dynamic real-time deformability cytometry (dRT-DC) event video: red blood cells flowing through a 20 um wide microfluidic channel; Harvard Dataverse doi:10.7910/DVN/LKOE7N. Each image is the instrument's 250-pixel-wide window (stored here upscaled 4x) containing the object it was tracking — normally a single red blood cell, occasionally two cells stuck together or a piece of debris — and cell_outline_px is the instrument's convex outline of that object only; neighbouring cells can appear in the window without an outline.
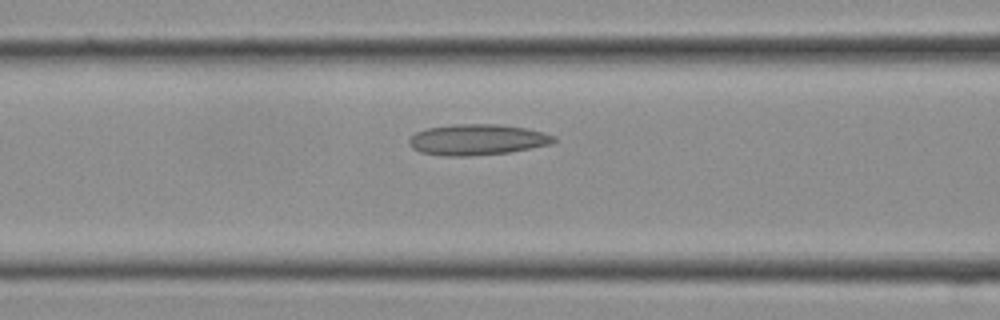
{"species": "Egyptian fruit bat (a non-hibernating species)", "species_latin": "Rousettus aegyptiacus", "temperature_condition": "cold", "stored_images_in_passage": 10, "camera_frame_rate_fps": 3000, "um_per_image_px": 0.085, "frame": {"image": 1, "passage_image": 9, "time_ms": 2.667, "image_size_px": [1000, 320], "cell_outline_px": [[556, 140], [552, 144], [508, 152], [472, 156], [440, 156], [420, 152], [412, 148], [408, 144], [408, 140], [416, 132], [428, 128], [456, 124], [500, 124], [524, 128], [544, 132], [556, 136]], "centroid_in_image_um": [40.56, 11.88], "position_along_channel_um": 126.0, "area_um2": 26.13}}